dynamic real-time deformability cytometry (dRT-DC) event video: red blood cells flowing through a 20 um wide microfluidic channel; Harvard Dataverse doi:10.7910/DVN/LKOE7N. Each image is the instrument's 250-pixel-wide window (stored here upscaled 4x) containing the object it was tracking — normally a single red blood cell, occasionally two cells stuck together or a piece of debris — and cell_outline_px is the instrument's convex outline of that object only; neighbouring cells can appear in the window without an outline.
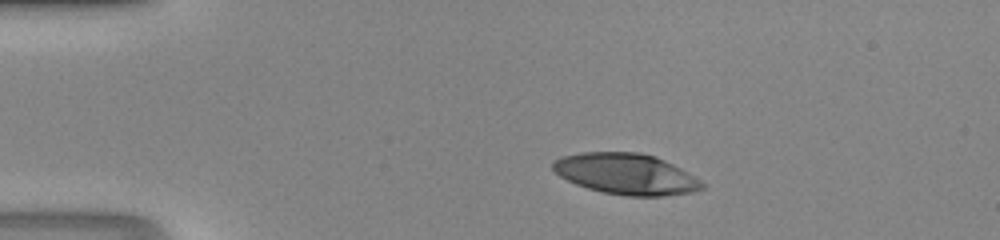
{"species": "human", "species_latin": "Homo sapiens", "temperature_condition": "room temperature", "stored_images_in_passage": 38, "camera_frame_rate_fps": 3000, "um_per_image_px": 0.085, "donor": {"sex": "male"}, "frame": {"image": 1, "passage_image": 1, "time_ms": 0.0, "image_size_px": [1000, 240], "cell_outline_px": [[704, 188], [696, 192], [664, 196], [628, 196], [604, 192], [588, 188], [576, 184], [560, 176], [552, 168], [552, 160], [560, 156], [584, 152], [640, 152], [656, 156], [680, 168], [700, 180], [704, 184]], "centroid_in_image_um": [53.22, 14.78], "position_along_channel_um": 31.8, "area_um2": 35.66}}
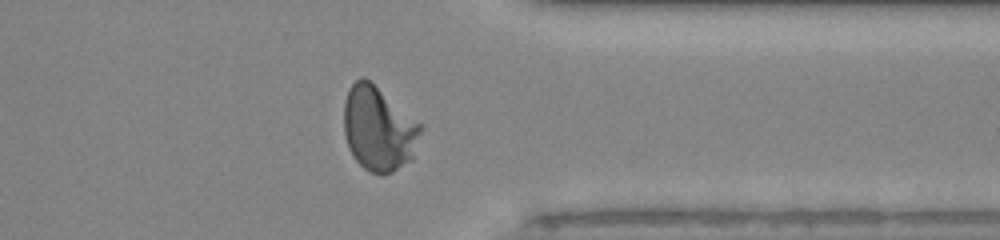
{"frame": {"image": 2, "passage_image": 29, "time_ms": 9.333, "image_size_px": [1000, 240], "cell_outline_px": [[424, 128], [412, 160], [392, 172], [380, 176], [368, 172], [352, 156], [348, 148], [344, 132], [344, 100], [348, 88], [360, 76], [364, 76], [424, 124]], "centroid_in_image_um": [32.21, 10.95], "position_along_channel_um": 379.2, "area_um2": 38.67}}
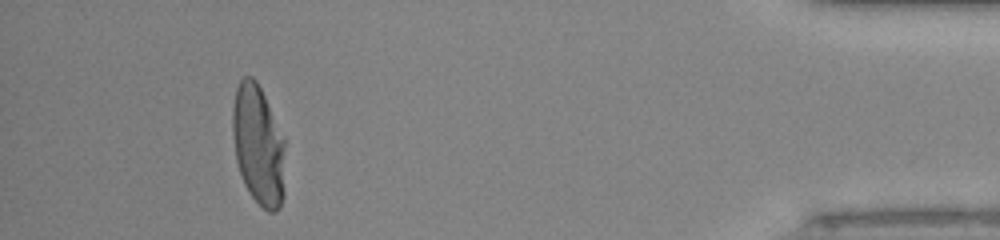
{"frame": {"image": 3, "passage_image": 35, "time_ms": 11.333, "image_size_px": [1000, 240], "cell_outline_px": [[284, 196], [280, 208], [272, 212], [268, 212], [252, 196], [244, 184], [236, 160], [232, 132], [232, 108], [236, 88], [240, 80], [244, 76], [252, 76], [256, 80], [264, 96], [284, 140]], "centroid_in_image_um": [21.94, 12.34], "position_along_channel_um": 413.3, "area_um2": 36.53}}